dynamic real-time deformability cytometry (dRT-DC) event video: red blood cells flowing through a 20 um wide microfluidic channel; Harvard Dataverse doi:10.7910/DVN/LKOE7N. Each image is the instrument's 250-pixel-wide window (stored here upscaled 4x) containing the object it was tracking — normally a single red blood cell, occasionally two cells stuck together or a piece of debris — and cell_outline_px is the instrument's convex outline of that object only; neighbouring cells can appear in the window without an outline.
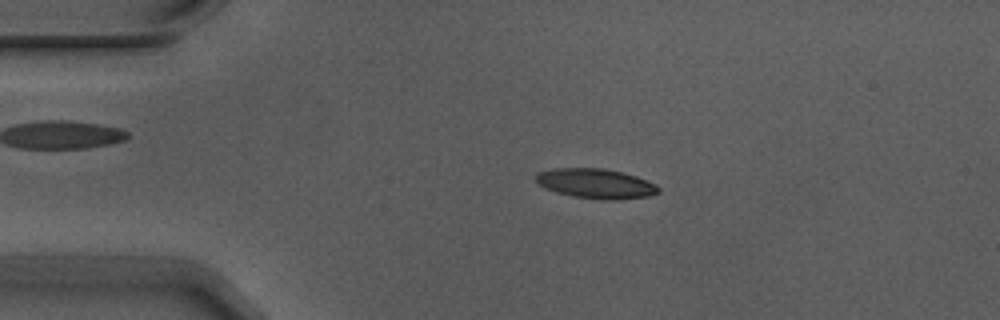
{"species": "Egyptian fruit bat (a non-hibernating species)", "species_latin": "Rousettus aegyptiacus", "temperature_condition": "warm", "stored_images_in_passage": 5, "camera_frame_rate_fps": 3000, "um_per_image_px": 0.085, "animal": {"sex": "male"}, "frame": {"image": 1, "passage_image": 2, "time_ms": 0.333, "image_size_px": [1000, 320], "cell_outline_px": [[660, 192], [648, 196], [616, 200], [600, 200], [572, 196], [556, 192], [544, 188], [536, 184], [536, 172], [552, 168], [604, 168], [624, 172], [648, 180], [656, 184], [660, 188]], "centroid_in_image_um": [50.63, 15.6], "position_along_channel_um": 34.4, "area_um2": 21.68}}
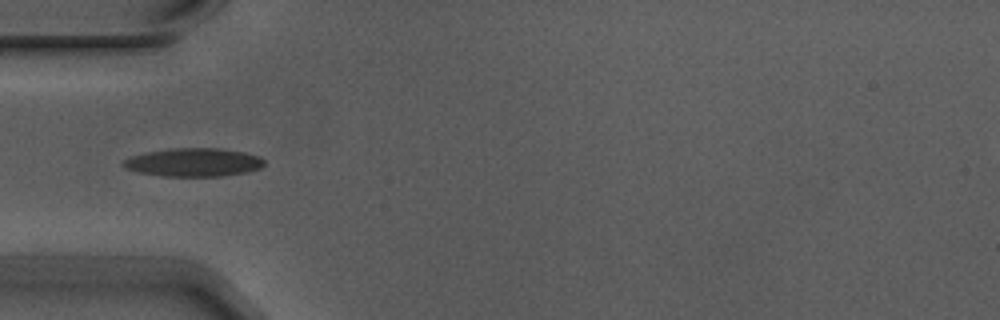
{"frame": {"image": 2, "passage_image": 3, "time_ms": 0.667, "image_size_px": [1000, 320], "cell_outline_px": [[264, 164], [260, 168], [248, 172], [224, 176], [160, 176], [140, 172], [128, 168], [120, 164], [124, 160], [132, 156], [148, 152], [172, 148], [216, 148], [244, 152], [260, 156], [264, 160]], "centroid_in_image_um": [16.5, 13.8], "position_along_channel_um": 68.5, "area_um2": 23.18}}
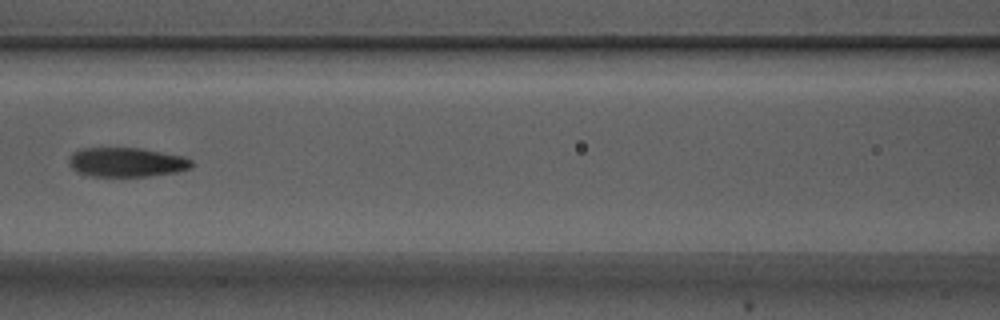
{"frame": {"image": 3, "passage_image": 5, "time_ms": 1.333, "image_size_px": [1000, 320], "cell_outline_px": [[192, 168], [176, 172], [148, 176], [88, 176], [76, 172], [72, 168], [68, 160], [72, 152], [80, 148], [140, 148], [184, 156], [192, 160]], "centroid_in_image_um": [10.74, 13.79], "position_along_channel_um": 155.9, "area_um2": 21.1}}